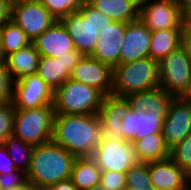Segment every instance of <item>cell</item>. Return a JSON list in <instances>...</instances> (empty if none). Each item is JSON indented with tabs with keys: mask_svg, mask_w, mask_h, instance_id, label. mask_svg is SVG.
<instances>
[{
	"mask_svg": "<svg viewBox=\"0 0 191 190\" xmlns=\"http://www.w3.org/2000/svg\"><path fill=\"white\" fill-rule=\"evenodd\" d=\"M32 43L40 56L56 57L74 50V43L60 20L45 30Z\"/></svg>",
	"mask_w": 191,
	"mask_h": 190,
	"instance_id": "ffe728a7",
	"label": "cell"
},
{
	"mask_svg": "<svg viewBox=\"0 0 191 190\" xmlns=\"http://www.w3.org/2000/svg\"><path fill=\"white\" fill-rule=\"evenodd\" d=\"M170 159L191 177V133L170 149Z\"/></svg>",
	"mask_w": 191,
	"mask_h": 190,
	"instance_id": "f546056e",
	"label": "cell"
},
{
	"mask_svg": "<svg viewBox=\"0 0 191 190\" xmlns=\"http://www.w3.org/2000/svg\"><path fill=\"white\" fill-rule=\"evenodd\" d=\"M191 98V88H190V93L186 96Z\"/></svg>",
	"mask_w": 191,
	"mask_h": 190,
	"instance_id": "c3c4849f",
	"label": "cell"
},
{
	"mask_svg": "<svg viewBox=\"0 0 191 190\" xmlns=\"http://www.w3.org/2000/svg\"><path fill=\"white\" fill-rule=\"evenodd\" d=\"M14 82L6 62L0 63V105L13 102Z\"/></svg>",
	"mask_w": 191,
	"mask_h": 190,
	"instance_id": "d6a6232c",
	"label": "cell"
},
{
	"mask_svg": "<svg viewBox=\"0 0 191 190\" xmlns=\"http://www.w3.org/2000/svg\"><path fill=\"white\" fill-rule=\"evenodd\" d=\"M191 133V98L174 97L163 120L162 135L171 149Z\"/></svg>",
	"mask_w": 191,
	"mask_h": 190,
	"instance_id": "8fae6325",
	"label": "cell"
},
{
	"mask_svg": "<svg viewBox=\"0 0 191 190\" xmlns=\"http://www.w3.org/2000/svg\"><path fill=\"white\" fill-rule=\"evenodd\" d=\"M28 184L27 174L21 169L0 175V187L12 188L18 186H26Z\"/></svg>",
	"mask_w": 191,
	"mask_h": 190,
	"instance_id": "e575fe53",
	"label": "cell"
},
{
	"mask_svg": "<svg viewBox=\"0 0 191 190\" xmlns=\"http://www.w3.org/2000/svg\"><path fill=\"white\" fill-rule=\"evenodd\" d=\"M159 87L175 97L187 96L191 88V61L179 46L159 62Z\"/></svg>",
	"mask_w": 191,
	"mask_h": 190,
	"instance_id": "52a82bcc",
	"label": "cell"
},
{
	"mask_svg": "<svg viewBox=\"0 0 191 190\" xmlns=\"http://www.w3.org/2000/svg\"><path fill=\"white\" fill-rule=\"evenodd\" d=\"M149 174L157 190H191V177L170 158L149 162Z\"/></svg>",
	"mask_w": 191,
	"mask_h": 190,
	"instance_id": "ac0fdd59",
	"label": "cell"
},
{
	"mask_svg": "<svg viewBox=\"0 0 191 190\" xmlns=\"http://www.w3.org/2000/svg\"><path fill=\"white\" fill-rule=\"evenodd\" d=\"M139 4H142V3H144V2H146V1H150V0H136Z\"/></svg>",
	"mask_w": 191,
	"mask_h": 190,
	"instance_id": "7dc6e473",
	"label": "cell"
},
{
	"mask_svg": "<svg viewBox=\"0 0 191 190\" xmlns=\"http://www.w3.org/2000/svg\"><path fill=\"white\" fill-rule=\"evenodd\" d=\"M151 31L140 19L126 23L120 49V64L150 57Z\"/></svg>",
	"mask_w": 191,
	"mask_h": 190,
	"instance_id": "2e32d148",
	"label": "cell"
},
{
	"mask_svg": "<svg viewBox=\"0 0 191 190\" xmlns=\"http://www.w3.org/2000/svg\"><path fill=\"white\" fill-rule=\"evenodd\" d=\"M53 102L54 90L38 74L14 83L12 103L15 109L39 108Z\"/></svg>",
	"mask_w": 191,
	"mask_h": 190,
	"instance_id": "7c38bea8",
	"label": "cell"
},
{
	"mask_svg": "<svg viewBox=\"0 0 191 190\" xmlns=\"http://www.w3.org/2000/svg\"><path fill=\"white\" fill-rule=\"evenodd\" d=\"M10 19L34 41L57 19L39 1L11 3Z\"/></svg>",
	"mask_w": 191,
	"mask_h": 190,
	"instance_id": "9c48e42d",
	"label": "cell"
},
{
	"mask_svg": "<svg viewBox=\"0 0 191 190\" xmlns=\"http://www.w3.org/2000/svg\"><path fill=\"white\" fill-rule=\"evenodd\" d=\"M92 158L101 171L127 172L139 162L133 144L116 138H102Z\"/></svg>",
	"mask_w": 191,
	"mask_h": 190,
	"instance_id": "ba28073f",
	"label": "cell"
},
{
	"mask_svg": "<svg viewBox=\"0 0 191 190\" xmlns=\"http://www.w3.org/2000/svg\"><path fill=\"white\" fill-rule=\"evenodd\" d=\"M167 114L130 108L121 120L122 139L131 143L149 134L162 133L163 120Z\"/></svg>",
	"mask_w": 191,
	"mask_h": 190,
	"instance_id": "4fadbf2b",
	"label": "cell"
},
{
	"mask_svg": "<svg viewBox=\"0 0 191 190\" xmlns=\"http://www.w3.org/2000/svg\"><path fill=\"white\" fill-rule=\"evenodd\" d=\"M176 2L181 9L183 15L191 11V0H176Z\"/></svg>",
	"mask_w": 191,
	"mask_h": 190,
	"instance_id": "ab89813d",
	"label": "cell"
},
{
	"mask_svg": "<svg viewBox=\"0 0 191 190\" xmlns=\"http://www.w3.org/2000/svg\"><path fill=\"white\" fill-rule=\"evenodd\" d=\"M54 105L39 108L15 109L13 136L38 146L52 140Z\"/></svg>",
	"mask_w": 191,
	"mask_h": 190,
	"instance_id": "8992f818",
	"label": "cell"
},
{
	"mask_svg": "<svg viewBox=\"0 0 191 190\" xmlns=\"http://www.w3.org/2000/svg\"><path fill=\"white\" fill-rule=\"evenodd\" d=\"M76 157L52 140L35 146L26 172L29 184L47 189L70 179Z\"/></svg>",
	"mask_w": 191,
	"mask_h": 190,
	"instance_id": "7a4b0ae2",
	"label": "cell"
},
{
	"mask_svg": "<svg viewBox=\"0 0 191 190\" xmlns=\"http://www.w3.org/2000/svg\"><path fill=\"white\" fill-rule=\"evenodd\" d=\"M139 19L151 31L182 29L184 15L176 0H150L139 6Z\"/></svg>",
	"mask_w": 191,
	"mask_h": 190,
	"instance_id": "30bf717a",
	"label": "cell"
},
{
	"mask_svg": "<svg viewBox=\"0 0 191 190\" xmlns=\"http://www.w3.org/2000/svg\"><path fill=\"white\" fill-rule=\"evenodd\" d=\"M181 46L185 49V52L191 61V30L185 25H183L181 32Z\"/></svg>",
	"mask_w": 191,
	"mask_h": 190,
	"instance_id": "8d00e7d4",
	"label": "cell"
},
{
	"mask_svg": "<svg viewBox=\"0 0 191 190\" xmlns=\"http://www.w3.org/2000/svg\"><path fill=\"white\" fill-rule=\"evenodd\" d=\"M70 78L98 89L105 96L112 94L113 68L92 56H83L74 67Z\"/></svg>",
	"mask_w": 191,
	"mask_h": 190,
	"instance_id": "5bb4252c",
	"label": "cell"
},
{
	"mask_svg": "<svg viewBox=\"0 0 191 190\" xmlns=\"http://www.w3.org/2000/svg\"><path fill=\"white\" fill-rule=\"evenodd\" d=\"M126 23L113 21L99 31L98 42L93 58L112 68L120 64V49L125 33Z\"/></svg>",
	"mask_w": 191,
	"mask_h": 190,
	"instance_id": "e0dca14e",
	"label": "cell"
},
{
	"mask_svg": "<svg viewBox=\"0 0 191 190\" xmlns=\"http://www.w3.org/2000/svg\"><path fill=\"white\" fill-rule=\"evenodd\" d=\"M113 21L129 23L139 19V6L136 0H86Z\"/></svg>",
	"mask_w": 191,
	"mask_h": 190,
	"instance_id": "603a6c76",
	"label": "cell"
},
{
	"mask_svg": "<svg viewBox=\"0 0 191 190\" xmlns=\"http://www.w3.org/2000/svg\"><path fill=\"white\" fill-rule=\"evenodd\" d=\"M21 1H39V0H10L11 3L21 2Z\"/></svg>",
	"mask_w": 191,
	"mask_h": 190,
	"instance_id": "f6af8a7d",
	"label": "cell"
},
{
	"mask_svg": "<svg viewBox=\"0 0 191 190\" xmlns=\"http://www.w3.org/2000/svg\"><path fill=\"white\" fill-rule=\"evenodd\" d=\"M131 143L139 162L149 163L170 158V148L162 133L149 134L141 140H133Z\"/></svg>",
	"mask_w": 191,
	"mask_h": 190,
	"instance_id": "cb8c5ba5",
	"label": "cell"
},
{
	"mask_svg": "<svg viewBox=\"0 0 191 190\" xmlns=\"http://www.w3.org/2000/svg\"><path fill=\"white\" fill-rule=\"evenodd\" d=\"M86 0H39V2L57 19L78 11Z\"/></svg>",
	"mask_w": 191,
	"mask_h": 190,
	"instance_id": "4dcf8cb0",
	"label": "cell"
},
{
	"mask_svg": "<svg viewBox=\"0 0 191 190\" xmlns=\"http://www.w3.org/2000/svg\"><path fill=\"white\" fill-rule=\"evenodd\" d=\"M101 139L98 114H55L52 141L75 157H92Z\"/></svg>",
	"mask_w": 191,
	"mask_h": 190,
	"instance_id": "6da1fadb",
	"label": "cell"
},
{
	"mask_svg": "<svg viewBox=\"0 0 191 190\" xmlns=\"http://www.w3.org/2000/svg\"><path fill=\"white\" fill-rule=\"evenodd\" d=\"M159 86V63L151 57L119 64L113 68L112 95L126 97Z\"/></svg>",
	"mask_w": 191,
	"mask_h": 190,
	"instance_id": "277c9868",
	"label": "cell"
},
{
	"mask_svg": "<svg viewBox=\"0 0 191 190\" xmlns=\"http://www.w3.org/2000/svg\"><path fill=\"white\" fill-rule=\"evenodd\" d=\"M26 190H46V189L28 183L26 185Z\"/></svg>",
	"mask_w": 191,
	"mask_h": 190,
	"instance_id": "7bdbcfd3",
	"label": "cell"
},
{
	"mask_svg": "<svg viewBox=\"0 0 191 190\" xmlns=\"http://www.w3.org/2000/svg\"><path fill=\"white\" fill-rule=\"evenodd\" d=\"M99 185L106 190H126V172L101 171Z\"/></svg>",
	"mask_w": 191,
	"mask_h": 190,
	"instance_id": "836d02e7",
	"label": "cell"
},
{
	"mask_svg": "<svg viewBox=\"0 0 191 190\" xmlns=\"http://www.w3.org/2000/svg\"><path fill=\"white\" fill-rule=\"evenodd\" d=\"M5 61H6V57L4 56V52L2 49V36H1V27H0V63Z\"/></svg>",
	"mask_w": 191,
	"mask_h": 190,
	"instance_id": "b9f144b4",
	"label": "cell"
},
{
	"mask_svg": "<svg viewBox=\"0 0 191 190\" xmlns=\"http://www.w3.org/2000/svg\"><path fill=\"white\" fill-rule=\"evenodd\" d=\"M105 95L98 89L69 78L54 91L55 114H98Z\"/></svg>",
	"mask_w": 191,
	"mask_h": 190,
	"instance_id": "5b68a950",
	"label": "cell"
},
{
	"mask_svg": "<svg viewBox=\"0 0 191 190\" xmlns=\"http://www.w3.org/2000/svg\"><path fill=\"white\" fill-rule=\"evenodd\" d=\"M126 190H157L150 180L149 163L138 162L127 170Z\"/></svg>",
	"mask_w": 191,
	"mask_h": 190,
	"instance_id": "f1b7e54d",
	"label": "cell"
},
{
	"mask_svg": "<svg viewBox=\"0 0 191 190\" xmlns=\"http://www.w3.org/2000/svg\"><path fill=\"white\" fill-rule=\"evenodd\" d=\"M1 36L2 49L5 57L32 43L25 32L11 19L1 26Z\"/></svg>",
	"mask_w": 191,
	"mask_h": 190,
	"instance_id": "4316f807",
	"label": "cell"
},
{
	"mask_svg": "<svg viewBox=\"0 0 191 190\" xmlns=\"http://www.w3.org/2000/svg\"><path fill=\"white\" fill-rule=\"evenodd\" d=\"M1 190H26V186H18L12 188H1Z\"/></svg>",
	"mask_w": 191,
	"mask_h": 190,
	"instance_id": "ee69618b",
	"label": "cell"
},
{
	"mask_svg": "<svg viewBox=\"0 0 191 190\" xmlns=\"http://www.w3.org/2000/svg\"><path fill=\"white\" fill-rule=\"evenodd\" d=\"M15 108L13 103L0 105V143L13 135Z\"/></svg>",
	"mask_w": 191,
	"mask_h": 190,
	"instance_id": "1f68e13d",
	"label": "cell"
},
{
	"mask_svg": "<svg viewBox=\"0 0 191 190\" xmlns=\"http://www.w3.org/2000/svg\"><path fill=\"white\" fill-rule=\"evenodd\" d=\"M174 97L158 86L148 91L130 94L126 96V99L132 109H138L142 112H168Z\"/></svg>",
	"mask_w": 191,
	"mask_h": 190,
	"instance_id": "7402d4cb",
	"label": "cell"
},
{
	"mask_svg": "<svg viewBox=\"0 0 191 190\" xmlns=\"http://www.w3.org/2000/svg\"><path fill=\"white\" fill-rule=\"evenodd\" d=\"M46 190H78L70 179L56 183Z\"/></svg>",
	"mask_w": 191,
	"mask_h": 190,
	"instance_id": "f35d334b",
	"label": "cell"
},
{
	"mask_svg": "<svg viewBox=\"0 0 191 190\" xmlns=\"http://www.w3.org/2000/svg\"><path fill=\"white\" fill-rule=\"evenodd\" d=\"M16 168L14 161L10 158L8 151L3 143H0V175L10 173Z\"/></svg>",
	"mask_w": 191,
	"mask_h": 190,
	"instance_id": "d590c367",
	"label": "cell"
},
{
	"mask_svg": "<svg viewBox=\"0 0 191 190\" xmlns=\"http://www.w3.org/2000/svg\"><path fill=\"white\" fill-rule=\"evenodd\" d=\"M130 109L126 97L107 95L98 112L101 122L102 138L122 139L121 120Z\"/></svg>",
	"mask_w": 191,
	"mask_h": 190,
	"instance_id": "d6986e66",
	"label": "cell"
},
{
	"mask_svg": "<svg viewBox=\"0 0 191 190\" xmlns=\"http://www.w3.org/2000/svg\"><path fill=\"white\" fill-rule=\"evenodd\" d=\"M92 190H106V189H103L100 185H97Z\"/></svg>",
	"mask_w": 191,
	"mask_h": 190,
	"instance_id": "bcb514c9",
	"label": "cell"
},
{
	"mask_svg": "<svg viewBox=\"0 0 191 190\" xmlns=\"http://www.w3.org/2000/svg\"><path fill=\"white\" fill-rule=\"evenodd\" d=\"M39 59L40 53L33 43L8 55L5 62L13 82L37 74Z\"/></svg>",
	"mask_w": 191,
	"mask_h": 190,
	"instance_id": "44dd1931",
	"label": "cell"
},
{
	"mask_svg": "<svg viewBox=\"0 0 191 190\" xmlns=\"http://www.w3.org/2000/svg\"><path fill=\"white\" fill-rule=\"evenodd\" d=\"M83 56L76 49L56 57L40 56L37 74L55 91L70 78Z\"/></svg>",
	"mask_w": 191,
	"mask_h": 190,
	"instance_id": "9a60e30c",
	"label": "cell"
},
{
	"mask_svg": "<svg viewBox=\"0 0 191 190\" xmlns=\"http://www.w3.org/2000/svg\"><path fill=\"white\" fill-rule=\"evenodd\" d=\"M11 2L10 0H0V27L10 20Z\"/></svg>",
	"mask_w": 191,
	"mask_h": 190,
	"instance_id": "74e56055",
	"label": "cell"
},
{
	"mask_svg": "<svg viewBox=\"0 0 191 190\" xmlns=\"http://www.w3.org/2000/svg\"><path fill=\"white\" fill-rule=\"evenodd\" d=\"M10 158L14 161L17 169L27 172L30 168L33 149L35 146L28 144L13 135L3 143Z\"/></svg>",
	"mask_w": 191,
	"mask_h": 190,
	"instance_id": "83f0119b",
	"label": "cell"
},
{
	"mask_svg": "<svg viewBox=\"0 0 191 190\" xmlns=\"http://www.w3.org/2000/svg\"><path fill=\"white\" fill-rule=\"evenodd\" d=\"M101 169L92 157H76L70 180L78 190H92L100 184Z\"/></svg>",
	"mask_w": 191,
	"mask_h": 190,
	"instance_id": "d4e9b609",
	"label": "cell"
},
{
	"mask_svg": "<svg viewBox=\"0 0 191 190\" xmlns=\"http://www.w3.org/2000/svg\"><path fill=\"white\" fill-rule=\"evenodd\" d=\"M71 36L74 47L84 56H91L97 45L99 31L113 20L87 1L75 12L60 19Z\"/></svg>",
	"mask_w": 191,
	"mask_h": 190,
	"instance_id": "3957f363",
	"label": "cell"
},
{
	"mask_svg": "<svg viewBox=\"0 0 191 190\" xmlns=\"http://www.w3.org/2000/svg\"><path fill=\"white\" fill-rule=\"evenodd\" d=\"M182 29H164L151 32L150 57L158 62L181 46Z\"/></svg>",
	"mask_w": 191,
	"mask_h": 190,
	"instance_id": "484cf974",
	"label": "cell"
},
{
	"mask_svg": "<svg viewBox=\"0 0 191 190\" xmlns=\"http://www.w3.org/2000/svg\"><path fill=\"white\" fill-rule=\"evenodd\" d=\"M184 25L191 30V11L184 15Z\"/></svg>",
	"mask_w": 191,
	"mask_h": 190,
	"instance_id": "60d3db41",
	"label": "cell"
}]
</instances>
